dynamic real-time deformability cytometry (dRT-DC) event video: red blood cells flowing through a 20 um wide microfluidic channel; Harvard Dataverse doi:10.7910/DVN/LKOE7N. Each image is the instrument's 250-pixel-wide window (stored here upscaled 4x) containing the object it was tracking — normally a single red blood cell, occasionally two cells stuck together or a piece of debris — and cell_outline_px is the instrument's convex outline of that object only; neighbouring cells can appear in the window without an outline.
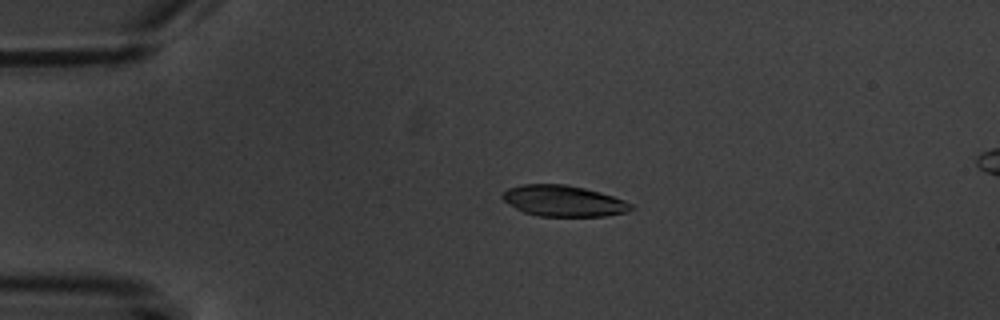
{"species": "common noctule bat (a hibernating species)", "species_latin": "Nyctalus noctula", "temperature_condition": "warm", "stored_images_in_passage": 5, "camera_frame_rate_fps": 3000, "um_per_image_px": 0.085, "animal": {"sex": "male", "body_mass_g": 20.1, "forearm_length_mm": 53.5}, "frame": {"image": 1, "passage_image": 3, "time_ms": 2.333, "image_size_px": [1000, 320], "cell_outline_px": [[636, 208], [628, 212], [604, 216], [540, 216], [524, 212], [508, 204], [500, 196], [508, 188], [520, 184], [568, 184], [600, 192], [624, 200], [632, 204]], "centroid_in_image_um": [47.91, 17.07], "position_along_channel_um": 37.1, "area_um2": 23.35}}